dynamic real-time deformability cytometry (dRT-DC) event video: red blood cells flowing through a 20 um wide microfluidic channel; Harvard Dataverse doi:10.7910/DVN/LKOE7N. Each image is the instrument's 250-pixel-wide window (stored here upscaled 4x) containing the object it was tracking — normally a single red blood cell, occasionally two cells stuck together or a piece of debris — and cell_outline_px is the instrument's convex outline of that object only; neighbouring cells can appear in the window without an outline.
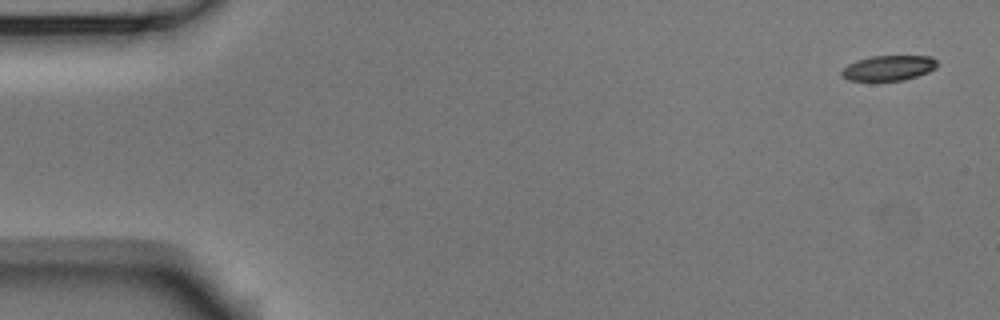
{"species": "Egyptian fruit bat (a non-hibernating species)", "species_latin": "Rousettus aegyptiacus", "temperature_condition": "room temperature", "stored_images_in_passage": 4, "camera_frame_rate_fps": 3000, "um_per_image_px": 0.085, "animal": {"sex": "male"}, "frame": {"image": 1, "passage_image": 1, "time_ms": 0.0, "image_size_px": [1000, 320], "cell_outline_px": [[936, 68], [928, 72], [904, 80], [848, 80], [840, 76], [840, 72], [848, 64], [856, 60], [872, 56], [932, 56], [936, 60]], "centroid_in_image_um": [75.51, 5.77], "position_along_channel_um": 9.5, "area_um2": 13.93}}